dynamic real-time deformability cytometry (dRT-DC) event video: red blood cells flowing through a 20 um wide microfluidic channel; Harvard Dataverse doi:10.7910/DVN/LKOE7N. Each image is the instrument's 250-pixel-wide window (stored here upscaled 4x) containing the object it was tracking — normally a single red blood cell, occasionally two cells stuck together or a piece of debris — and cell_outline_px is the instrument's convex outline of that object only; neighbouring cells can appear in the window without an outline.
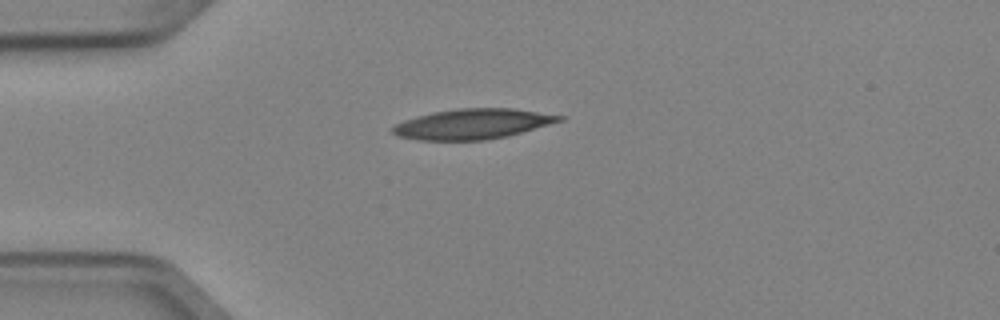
{"species": "Egyptian fruit bat (a non-hibernating species)", "species_latin": "Rousettus aegyptiacus", "temperature_condition": "cold", "stored_images_in_passage": 6, "camera_frame_rate_fps": 3000, "um_per_image_px": 0.085, "animal": {"sex": "female"}, "frame": {"image": 1, "passage_image": 6, "time_ms": 1.667, "image_size_px": [1000, 320], "cell_outline_px": [[564, 120], [508, 136], [484, 140], [420, 140], [396, 136], [392, 132], [392, 128], [396, 124], [404, 120], [416, 116], [432, 112], [456, 108], [512, 108], [564, 116]], "centroid_in_image_um": [40.15, 10.53], "position_along_channel_um": 44.8, "area_um2": 29.3}}